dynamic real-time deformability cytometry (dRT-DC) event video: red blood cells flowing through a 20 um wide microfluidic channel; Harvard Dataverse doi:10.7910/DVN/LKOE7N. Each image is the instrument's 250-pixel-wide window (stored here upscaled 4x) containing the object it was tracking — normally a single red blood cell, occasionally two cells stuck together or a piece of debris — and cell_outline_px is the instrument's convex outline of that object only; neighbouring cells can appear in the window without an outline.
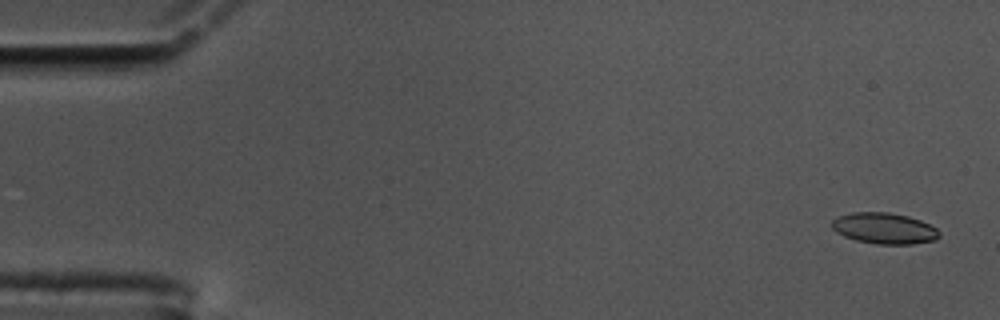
{"species": "common noctule bat (a hibernating species)", "species_latin": "Nyctalus noctula", "temperature_condition": "cold", "stored_images_in_passage": 57, "segment_of_instrument_passage": [1, 2], "camera_frame_rate_fps": 3000, "um_per_image_px": 0.085, "animal": {"sex": "male", "body_mass_g": 17.5, "forearm_length_mm": 52.3}, "frame": {"image": 1, "passage_image": 1, "time_ms": 0.0, "image_size_px": [1000, 320], "cell_outline_px": [[940, 236], [936, 240], [912, 244], [876, 244], [856, 240], [844, 236], [836, 232], [832, 228], [832, 220], [840, 216], [852, 212], [888, 212], [908, 216], [920, 220], [936, 228], [940, 232]], "centroid_in_image_um": [75.17, 19.41], "position_along_channel_um": 9.8, "area_um2": 19.42}}
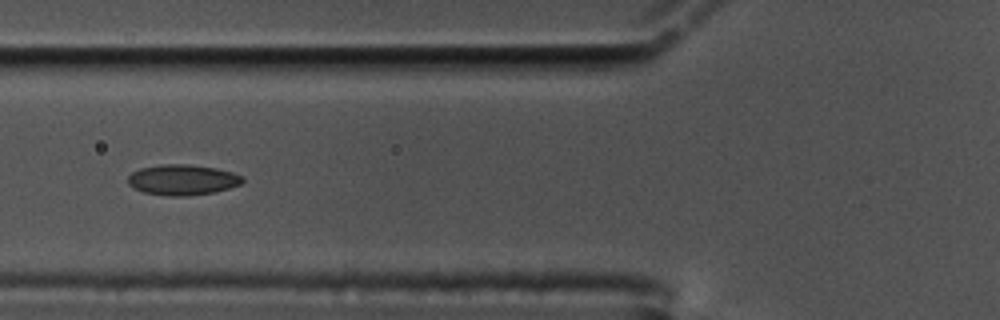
{"frame": {"image": 2, "passage_image": 21, "time_ms": 6.667, "image_size_px": [1000, 320], "cell_outline_px": [[244, 180], [240, 184], [228, 188], [212, 192], [188, 196], [168, 196], [144, 192], [128, 184], [128, 176], [132, 172], [140, 168], [160, 164], [188, 164], [216, 168], [232, 172], [240, 176]], "centroid_in_image_um": [15.48, 15.27], "position_along_channel_um": 110.3, "area_um2": 20.23}}
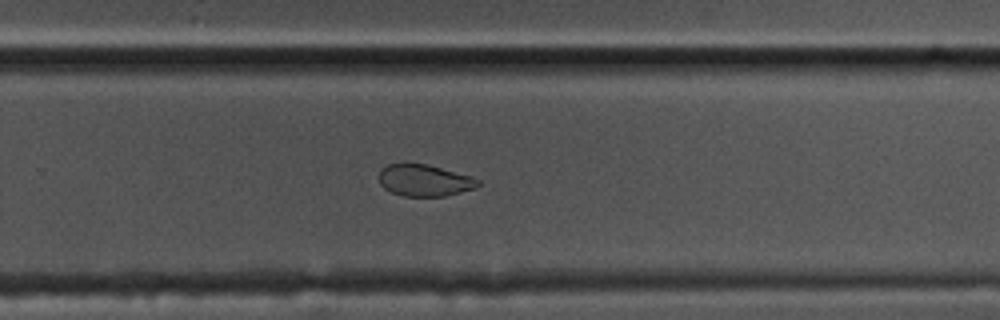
{"frame": {"image": 3, "passage_image": 37, "time_ms": 12.0, "image_size_px": [1000, 320], "cell_outline_px": [[480, 184], [476, 188], [444, 196], [404, 196], [392, 192], [384, 188], [380, 184], [380, 168], [388, 164], [428, 164], [468, 176], [480, 180]], "centroid_in_image_um": [36.06, 15.34], "position_along_channel_um": 293.7, "area_um2": 18.03}}